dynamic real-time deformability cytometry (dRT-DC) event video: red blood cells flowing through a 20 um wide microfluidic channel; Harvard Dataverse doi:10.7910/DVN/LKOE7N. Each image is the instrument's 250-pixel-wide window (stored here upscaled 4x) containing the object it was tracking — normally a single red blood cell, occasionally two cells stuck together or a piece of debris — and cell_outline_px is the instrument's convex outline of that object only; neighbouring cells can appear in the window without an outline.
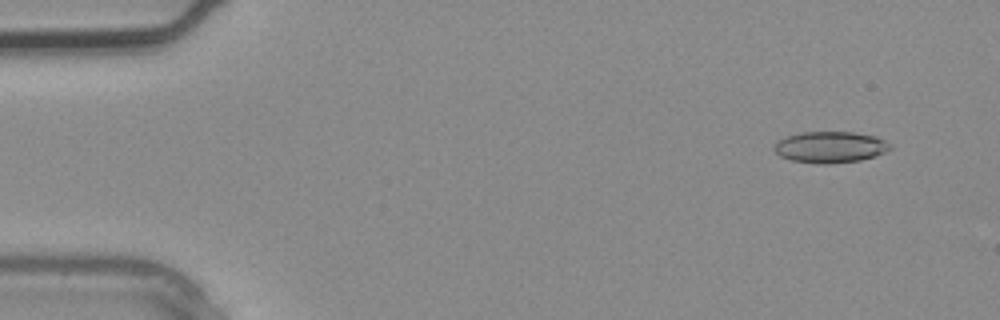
{"species": "common noctule bat (a hibernating species)", "species_latin": "Nyctalus noctula", "temperature_condition": "warm", "stored_images_in_passage": 3, "camera_frame_rate_fps": 3000, "um_per_image_px": 0.085, "animal": {"sex": "male", "body_mass_g": 20.4}, "frame": {"image": 1, "passage_image": 1, "time_ms": 0.0, "image_size_px": [1000, 320], "cell_outline_px": [[892, 148], [876, 156], [860, 160], [828, 164], [820, 164], [792, 160], [780, 156], [772, 148], [772, 144], [784, 136], [804, 132], [852, 132], [876, 136], [892, 144]], "centroid_in_image_um": [70.55, 12.5], "position_along_channel_um": 14.5, "area_um2": 21.33}}